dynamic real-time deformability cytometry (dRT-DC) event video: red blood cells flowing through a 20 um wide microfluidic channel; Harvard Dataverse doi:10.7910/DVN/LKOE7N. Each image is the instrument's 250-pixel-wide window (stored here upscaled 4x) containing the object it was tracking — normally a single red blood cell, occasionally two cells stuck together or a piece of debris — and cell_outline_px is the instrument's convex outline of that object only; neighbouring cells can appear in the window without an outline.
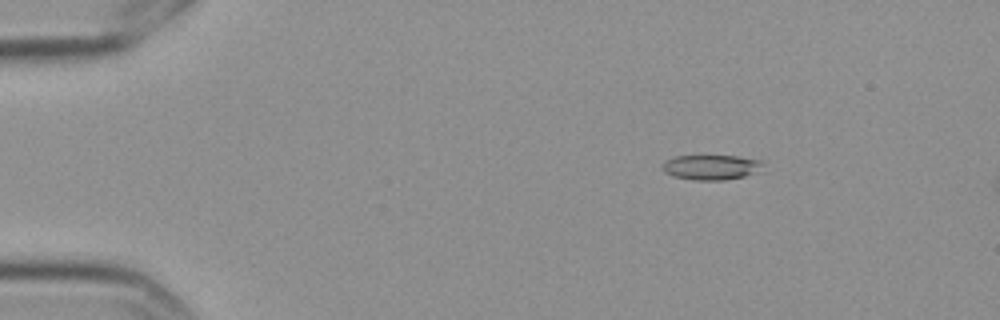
{"species": "Egyptian fruit bat (a non-hibernating species)", "species_latin": "Rousettus aegyptiacus", "temperature_condition": "cold", "stored_images_in_passage": 5, "camera_frame_rate_fps": 3000, "um_per_image_px": 0.085, "frame": {"image": 1, "passage_image": 1, "time_ms": 0.0, "image_size_px": [1000, 320], "cell_outline_px": [[764, 172], [724, 180], [692, 180], [676, 176], [664, 172], [660, 164], [664, 160], [676, 156], [736, 156], [764, 160]], "centroid_in_image_um": [60.53, 14.21], "position_along_channel_um": 24.5, "area_um2": 15.03}}
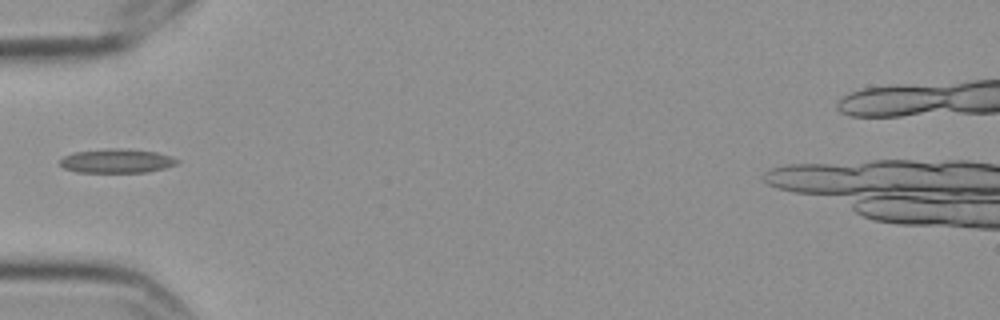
{"frame": {"image": 2, "passage_image": 4, "time_ms": 1.0, "image_size_px": [1000, 320], "cell_outline_px": [[180, 160], [176, 164], [164, 168], [148, 172], [76, 172], [64, 168], [60, 164], [60, 160], [64, 156], [76, 152], [108, 148], [120, 148], [156, 152]], "centroid_in_image_um": [9.91, 13.68], "position_along_channel_um": 75.1, "area_um2": 16.24}}
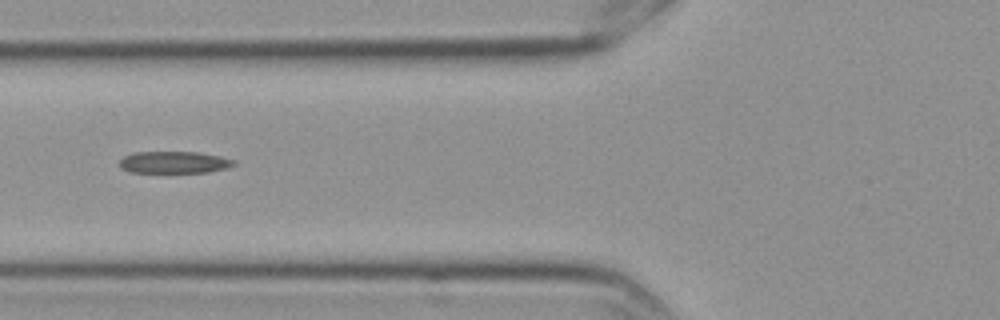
{"frame": {"image": 3, "passage_image": 5, "time_ms": 1.333, "image_size_px": [1000, 320], "cell_outline_px": [[236, 164], [224, 168], [208, 172], [128, 172], [120, 168], [120, 160], [124, 156], [132, 152], [200, 152], [220, 156], [236, 160]], "centroid_in_image_um": [14.78, 13.79], "position_along_channel_um": 111.0, "area_um2": 14.62}}